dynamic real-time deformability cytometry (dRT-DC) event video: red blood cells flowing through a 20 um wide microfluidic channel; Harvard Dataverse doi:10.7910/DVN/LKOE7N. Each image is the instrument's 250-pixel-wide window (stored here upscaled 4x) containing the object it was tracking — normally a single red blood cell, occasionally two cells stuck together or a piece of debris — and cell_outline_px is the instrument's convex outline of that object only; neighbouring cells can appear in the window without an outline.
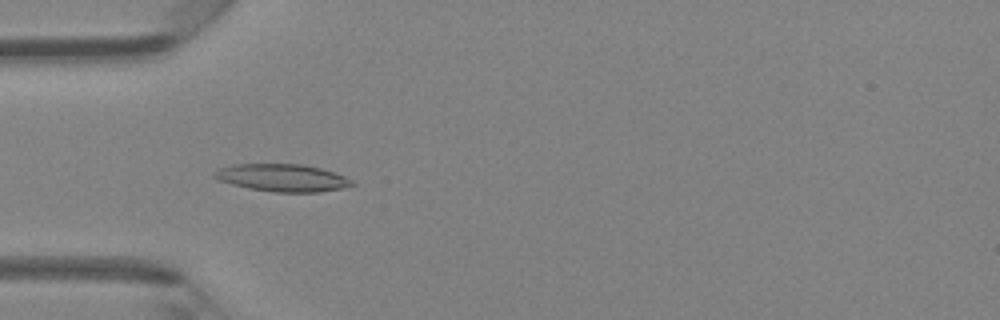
{"species": "Egyptian fruit bat (a non-hibernating species)", "species_latin": "Rousettus aegyptiacus", "temperature_condition": "room temperature", "stored_images_in_passage": 48, "camera_frame_rate_fps": 3000, "um_per_image_px": 0.085, "animal": {"sex": "female"}, "frame": {"image": 1, "passage_image": 15, "time_ms": 4.667, "image_size_px": [1000, 320], "cell_outline_px": [[356, 184], [340, 188], [320, 192], [276, 192], [248, 188], [232, 184], [220, 180], [212, 176], [212, 172], [216, 168], [232, 164], [304, 164], [320, 168], [344, 176], [352, 180]], "centroid_in_image_um": [23.95, 15.1], "position_along_channel_um": 61.1, "area_um2": 22.02}}
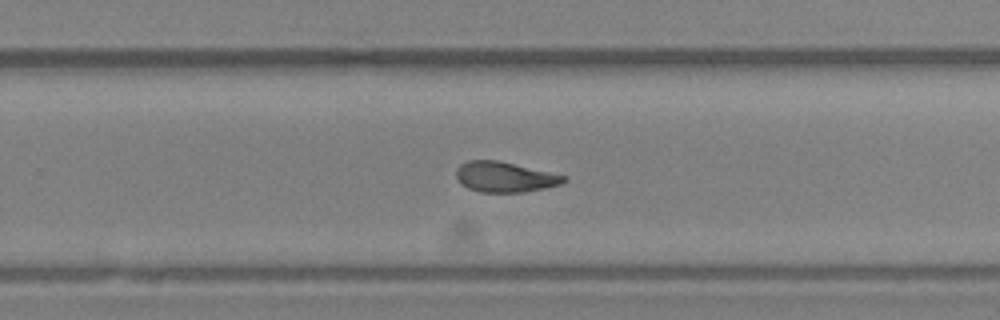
{"frame": {"image": 2, "passage_image": 31, "time_ms": 10.0, "image_size_px": [1000, 320], "cell_outline_px": [[568, 180], [560, 184], [544, 188], [524, 192], [480, 192], [468, 188], [460, 184], [456, 176], [456, 168], [460, 164], [468, 160], [496, 160], [568, 176]], "centroid_in_image_um": [42.89, 15.04], "position_along_channel_um": 286.9, "area_um2": 19.02}}
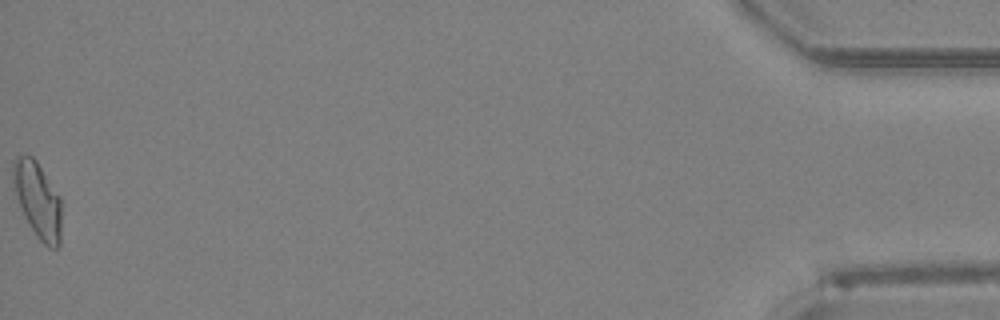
{"frame": {"image": 3, "passage_image": 48, "time_ms": 15.667, "image_size_px": [1000, 320], "cell_outline_px": [[60, 244], [56, 248], [48, 248], [36, 236], [28, 224], [24, 216], [16, 196], [12, 180], [12, 160], [16, 156], [32, 156], [36, 160], [60, 196]], "centroid_in_image_um": [3.18, 16.99], "position_along_channel_um": 432.0, "area_um2": 21.39}, "authors_computed_cell_mechanics": {"area_um2": 19.8832, "velocity_mm_per_s": 4.3021, "shape_relaxation_time_tau1_ms": 4.8654, "shape_relaxation_time_tau2_ms": 2.222, "deformation_change_tau1": 0.1878, "deformation_change_tau2": 0.0976}}